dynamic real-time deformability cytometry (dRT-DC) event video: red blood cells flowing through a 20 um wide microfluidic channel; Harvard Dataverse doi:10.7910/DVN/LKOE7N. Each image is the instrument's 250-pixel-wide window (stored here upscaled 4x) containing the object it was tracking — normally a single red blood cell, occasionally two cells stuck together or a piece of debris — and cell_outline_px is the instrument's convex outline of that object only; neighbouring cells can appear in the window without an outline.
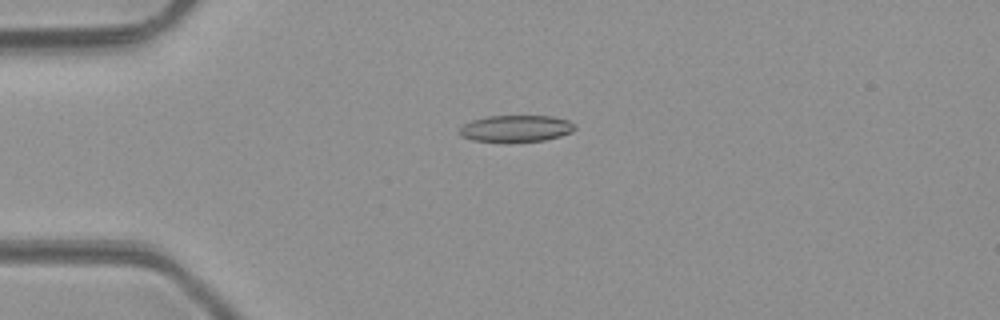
{"species": "common noctule bat (a hibernating species)", "species_latin": "Nyctalus noctula", "temperature_condition": "room temperature", "stored_images_in_passage": 2, "camera_frame_rate_fps": 3000, "um_per_image_px": 0.085, "animal": {"sex": "male", "body_mass_g": 23.1, "forearm_length_mm": 52.7}, "frame": {"image": 1, "passage_image": 1, "time_ms": 0.0, "image_size_px": [1000, 320], "cell_outline_px": [[576, 128], [572, 132], [560, 136], [544, 140], [472, 140], [460, 136], [460, 128], [464, 124], [472, 120], [488, 116], [552, 116], [568, 120]], "centroid_in_image_um": [43.87, 10.89], "position_along_channel_um": 41.1, "area_um2": 17.34}}